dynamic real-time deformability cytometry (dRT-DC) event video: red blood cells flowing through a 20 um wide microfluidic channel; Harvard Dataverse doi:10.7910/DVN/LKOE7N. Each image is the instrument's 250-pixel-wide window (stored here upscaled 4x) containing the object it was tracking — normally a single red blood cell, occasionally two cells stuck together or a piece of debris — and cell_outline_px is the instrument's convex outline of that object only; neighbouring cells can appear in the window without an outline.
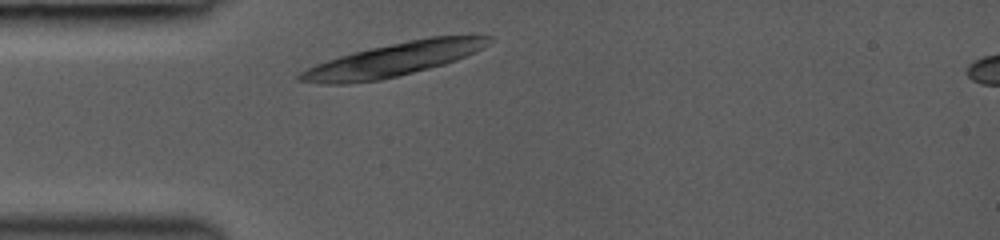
{"species": "common noctule bat (a hibernating species)", "species_latin": "Nyctalus noctula", "temperature_condition": "room temperature", "stored_images_in_passage": 2, "segment_of_instrument_passage": [1, 2], "camera_frame_rate_fps": 3000, "um_per_image_px": 0.085, "animal": {"sex": "female", "body_mass_g": 19.0, "forearm_length_mm": 53.3}, "frame": {"image": 1, "passage_image": 1, "time_ms": 0.0, "image_size_px": [1000, 240], "cell_outline_px": [[496, 40], [456, 60], [444, 64], [380, 80], [348, 84], [324, 84], [296, 80], [296, 76], [300, 72], [316, 64], [340, 56], [372, 48], [408, 40], [428, 36], [492, 36]], "centroid_in_image_um": [33.41, 5.07], "position_along_channel_um": 51.6, "area_um2": 36.13}}